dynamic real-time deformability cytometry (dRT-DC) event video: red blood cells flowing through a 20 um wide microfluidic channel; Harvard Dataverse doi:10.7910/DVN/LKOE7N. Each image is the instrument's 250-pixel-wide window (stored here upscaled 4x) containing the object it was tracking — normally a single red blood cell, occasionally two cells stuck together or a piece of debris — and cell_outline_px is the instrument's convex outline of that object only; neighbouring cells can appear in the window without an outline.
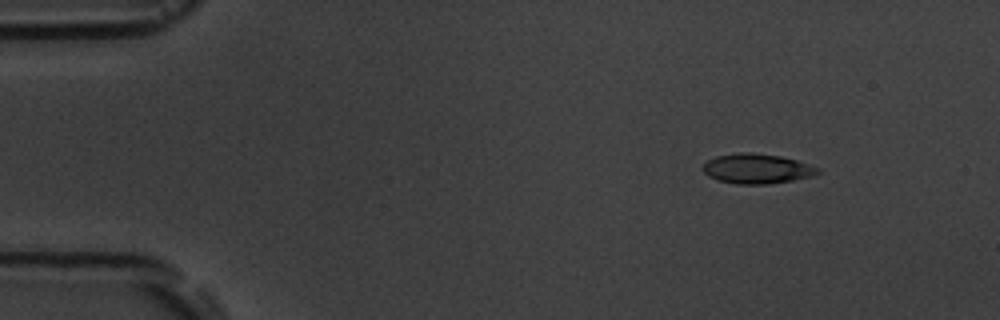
{"species": "common noctule bat (a hibernating species)", "species_latin": "Nyctalus noctula", "temperature_condition": "room temperature", "stored_images_in_passage": 5, "camera_frame_rate_fps": 3000, "um_per_image_px": 0.085, "animal": {"sex": "male", "body_mass_g": 19.5, "forearm_length_mm": 54.6}, "frame": {"image": 1, "passage_image": 2, "time_ms": 1.333, "image_size_px": [1000, 320], "cell_outline_px": [[820, 172], [816, 176], [768, 184], [736, 184], [716, 180], [708, 176], [704, 172], [704, 164], [708, 160], [716, 156], [740, 152], [752, 152], [780, 156], [796, 160], [820, 168]], "centroid_in_image_um": [64.36, 14.34], "position_along_channel_um": 20.6, "area_um2": 20.06}}
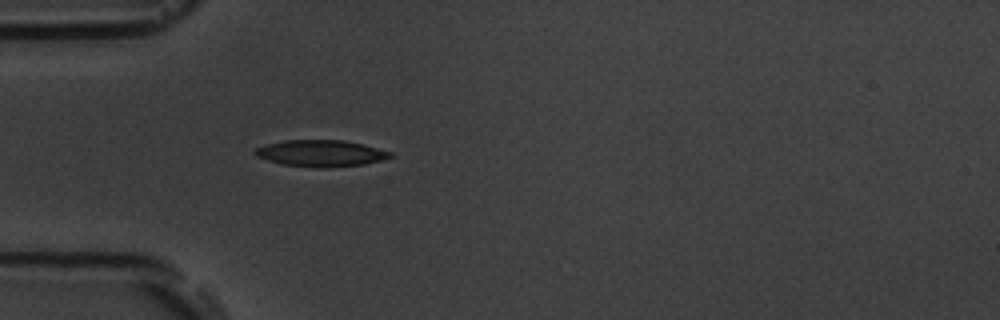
{"frame": {"image": 2, "passage_image": 5, "time_ms": 4.667, "image_size_px": [1000, 320], "cell_outline_px": [[392, 156], [384, 160], [364, 164], [324, 168], [316, 168], [284, 164], [268, 160], [256, 156], [252, 152], [256, 148], [268, 144], [284, 140], [344, 140], [364, 144], [392, 152]], "centroid_in_image_um": [27.3, 13.03], "position_along_channel_um": 57.7, "area_um2": 20.92}}